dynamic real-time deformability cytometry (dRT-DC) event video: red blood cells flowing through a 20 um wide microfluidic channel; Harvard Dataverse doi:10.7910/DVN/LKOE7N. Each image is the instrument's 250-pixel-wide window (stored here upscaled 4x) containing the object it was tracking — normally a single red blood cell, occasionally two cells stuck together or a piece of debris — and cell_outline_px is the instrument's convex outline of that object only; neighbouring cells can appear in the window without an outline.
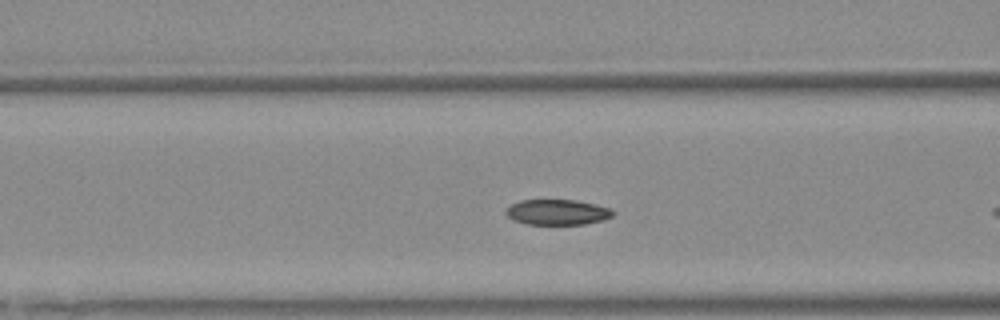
{"species": "Egyptian fruit bat (a non-hibernating species)", "species_latin": "Rousettus aegyptiacus", "temperature_condition": "warm", "stored_images_in_passage": 38, "camera_frame_rate_fps": 3000, "um_per_image_px": 0.085, "animal": {"sex": "female"}, "frame": {"image": 1, "passage_image": 6, "time_ms": 1.667, "image_size_px": [1000, 320], "cell_outline_px": [[616, 212], [612, 216], [604, 220], [584, 224], [528, 224], [512, 220], [504, 212], [512, 204], [520, 200], [576, 200], [596, 204], [612, 208]], "centroid_in_image_um": [47.42, 18.03], "position_along_channel_um": 119.2, "area_um2": 15.95}}
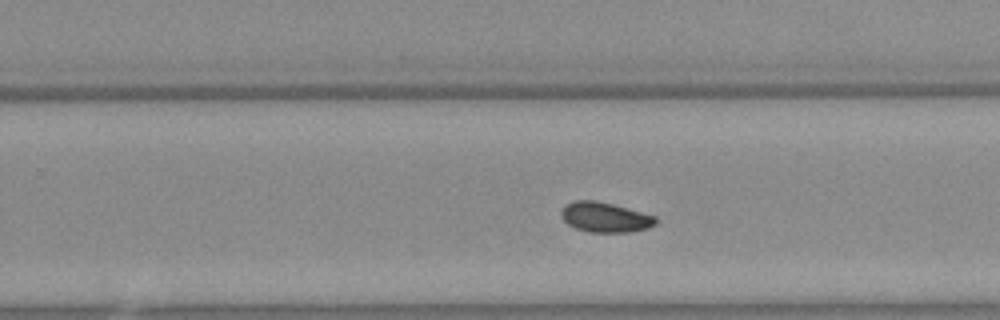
{"frame": {"image": 2, "passage_image": 18, "time_ms": 5.667, "image_size_px": [1000, 320], "cell_outline_px": [[656, 224], [648, 228], [632, 232], [588, 232], [576, 228], [568, 224], [560, 216], [560, 212], [564, 204], [572, 200], [596, 200], [612, 204], [656, 216]], "centroid_in_image_um": [51.39, 18.46], "position_along_channel_um": 278.4, "area_um2": 16.65}}
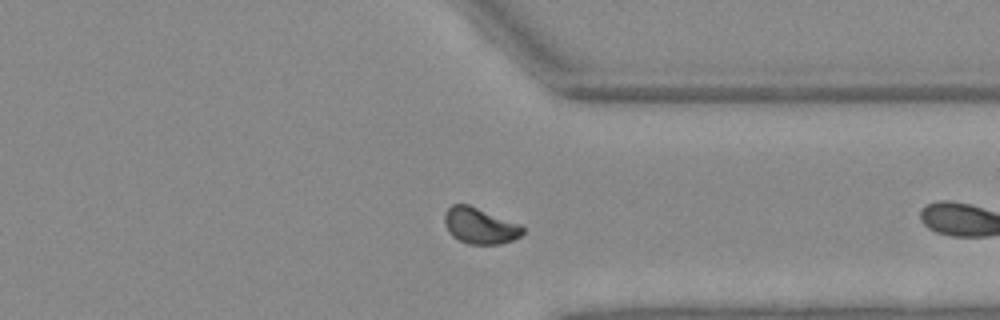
{"frame": {"image": 3, "passage_image": 25, "time_ms": 8.0, "image_size_px": [1000, 320], "cell_outline_px": [[524, 232], [520, 236], [512, 240], [500, 244], [468, 244], [452, 236], [448, 232], [444, 224], [444, 216], [448, 208], [452, 204], [468, 204], [520, 224], [524, 228]], "centroid_in_image_um": [40.78, 19.19], "position_along_channel_um": 370.6, "area_um2": 16.42}}